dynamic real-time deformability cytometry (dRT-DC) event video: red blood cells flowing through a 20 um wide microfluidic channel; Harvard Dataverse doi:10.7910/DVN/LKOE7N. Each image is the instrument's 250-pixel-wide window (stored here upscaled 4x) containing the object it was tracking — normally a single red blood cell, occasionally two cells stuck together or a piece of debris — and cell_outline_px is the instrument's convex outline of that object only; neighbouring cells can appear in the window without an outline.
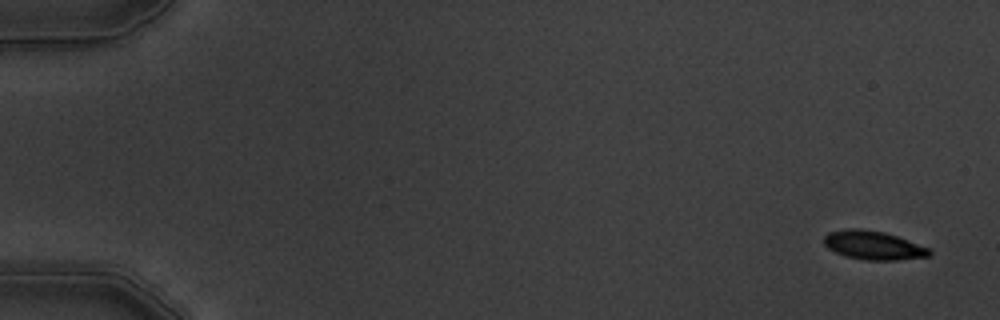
{"species": "common noctule bat (a hibernating species)", "species_latin": "Nyctalus noctula", "temperature_condition": "warm", "stored_images_in_passage": 5, "camera_frame_rate_fps": 3000, "um_per_image_px": 0.085, "animal": {"sex": "male", "body_mass_g": 19.5, "forearm_length_mm": 54.6}, "frame": {"image": 1, "passage_image": 1, "time_ms": 0.0, "image_size_px": [1000, 320], "cell_outline_px": [[932, 252], [928, 256], [896, 260], [864, 260], [844, 256], [828, 248], [824, 244], [824, 236], [828, 232], [848, 228], [860, 228], [884, 232], [908, 240], [928, 248]], "centroid_in_image_um": [74.19, 20.84], "position_along_channel_um": 10.8, "area_um2": 17.57}}
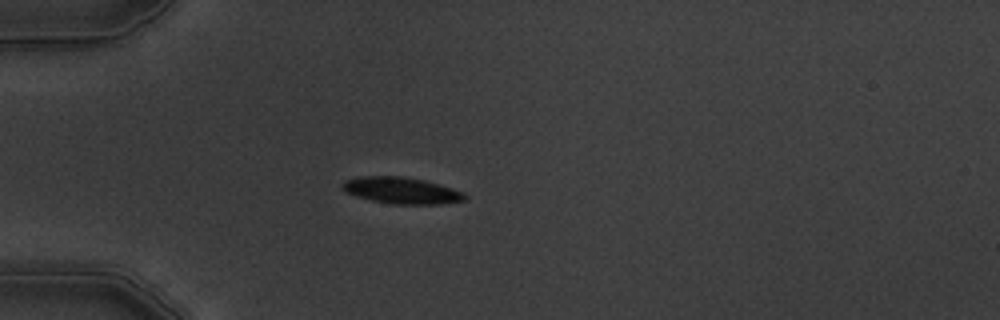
{"frame": {"image": 2, "passage_image": 5, "time_ms": 4.667, "image_size_px": [1000, 320], "cell_outline_px": [[468, 200], [440, 204], [392, 204], [372, 200], [356, 196], [340, 188], [340, 184], [344, 180], [360, 176], [404, 176], [424, 180], [452, 188], [464, 192], [468, 196]], "centroid_in_image_um": [34.14, 16.19], "position_along_channel_um": 50.9, "area_um2": 19.07}}